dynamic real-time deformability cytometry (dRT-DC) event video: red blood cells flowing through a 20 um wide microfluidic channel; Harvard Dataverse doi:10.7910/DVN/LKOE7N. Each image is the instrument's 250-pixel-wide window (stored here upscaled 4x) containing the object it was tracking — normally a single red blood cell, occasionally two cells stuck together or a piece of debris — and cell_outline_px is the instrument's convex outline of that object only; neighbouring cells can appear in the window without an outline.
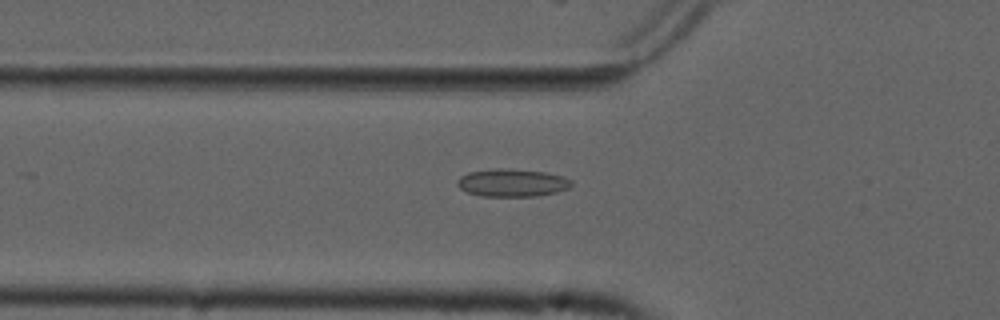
{"species": "common noctule bat (a hibernating species)", "species_latin": "Nyctalus noctula", "temperature_condition": "cold", "stored_images_in_passage": 20, "camera_frame_rate_fps": 3000, "um_per_image_px": 0.085, "animal": {"sex": "male", "forearm_length_mm": 52.5}, "frame": {"image": 1, "passage_image": 11, "time_ms": 3.333, "image_size_px": [1000, 320], "cell_outline_px": [[572, 184], [568, 188], [556, 192], [536, 196], [480, 196], [468, 192], [460, 188], [456, 184], [456, 180], [460, 176], [468, 172], [500, 168], [544, 172], [564, 176], [572, 180]], "centroid_in_image_um": [43.52, 15.54], "position_along_channel_um": 82.3, "area_um2": 18.38}}
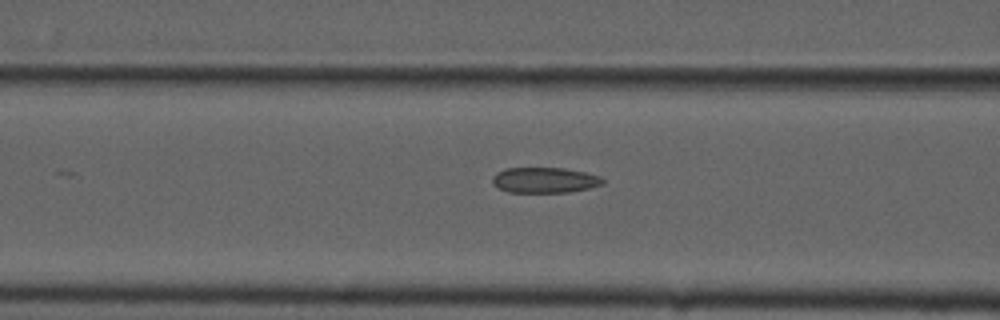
{"frame": {"image": 2, "passage_image": 14, "time_ms": 4.333, "image_size_px": [1000, 320], "cell_outline_px": [[604, 184], [588, 188], [568, 192], [508, 192], [492, 184], [492, 176], [496, 172], [504, 168], [564, 168], [584, 172], [600, 176], [604, 180]], "centroid_in_image_um": [46.27, 15.3], "position_along_channel_um": 120.3, "area_um2": 16.42}}
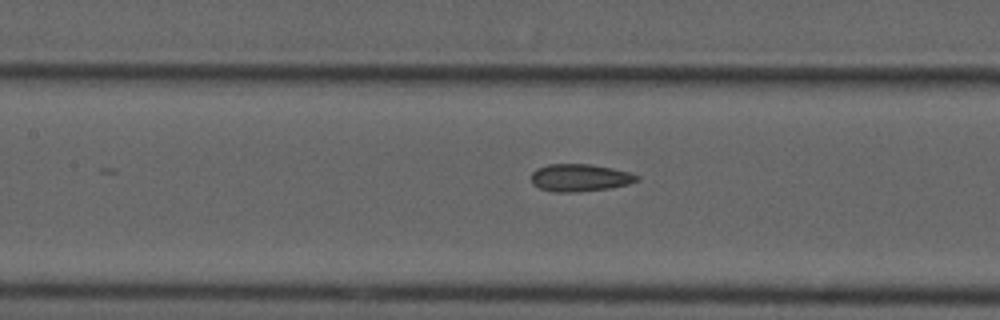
{"frame": {"image": 3, "passage_image": 17, "time_ms": 5.333, "image_size_px": [1000, 320], "cell_outline_px": [[640, 180], [628, 184], [608, 188], [576, 192], [556, 192], [540, 188], [532, 184], [532, 172], [536, 168], [548, 164], [588, 164], [612, 168], [632, 172], [640, 176]], "centroid_in_image_um": [49.31, 15.1], "position_along_channel_um": 158.1, "area_um2": 16.94}}